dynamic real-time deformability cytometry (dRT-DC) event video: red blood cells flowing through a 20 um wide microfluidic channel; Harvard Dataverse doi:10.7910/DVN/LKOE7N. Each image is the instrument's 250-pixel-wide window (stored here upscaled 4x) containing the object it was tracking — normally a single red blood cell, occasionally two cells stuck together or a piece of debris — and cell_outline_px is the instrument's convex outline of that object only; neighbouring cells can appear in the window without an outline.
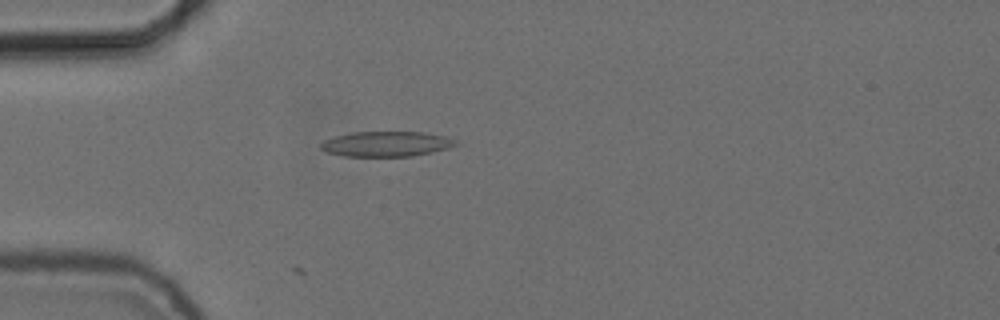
{"species": "common noctule bat (a hibernating species)", "species_latin": "Nyctalus noctula", "temperature_condition": "cold", "stored_images_in_passage": 16, "camera_frame_rate_fps": 3000, "um_per_image_px": 0.085, "animal": {"sex": "female", "body_mass_g": 24.6, "forearm_length_mm": 56.2}, "frame": {"image": 1, "passage_image": 16, "time_ms": 5.0, "image_size_px": [1000, 320], "cell_outline_px": [[460, 144], [448, 148], [432, 152], [412, 156], [344, 156], [328, 152], [320, 148], [320, 144], [324, 140], [336, 136], [352, 132], [424, 132], [448, 136], [456, 140]], "centroid_in_image_um": [32.89, 12.23], "position_along_channel_um": 52.1, "area_um2": 19.83}}